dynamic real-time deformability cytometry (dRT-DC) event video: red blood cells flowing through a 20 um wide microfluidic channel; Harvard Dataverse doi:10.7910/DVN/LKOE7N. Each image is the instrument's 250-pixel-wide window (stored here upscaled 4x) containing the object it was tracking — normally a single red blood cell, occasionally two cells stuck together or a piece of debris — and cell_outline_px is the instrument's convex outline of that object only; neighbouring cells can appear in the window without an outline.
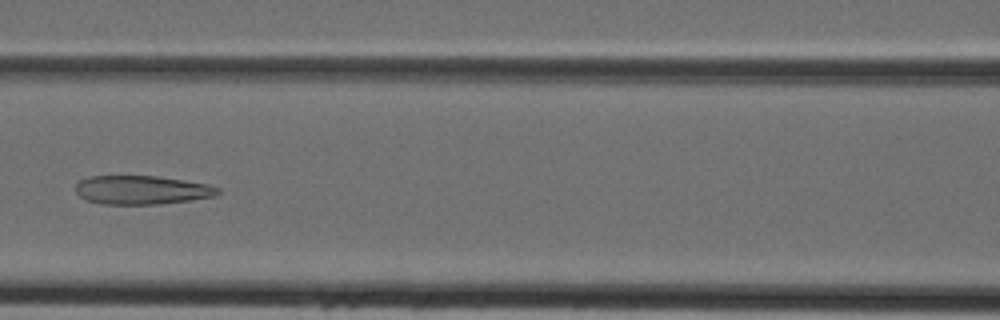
{"species": "Egyptian fruit bat (a non-hibernating species)", "species_latin": "Rousettus aegyptiacus", "temperature_condition": "cold", "stored_images_in_passage": 44, "camera_frame_rate_fps": 3000, "um_per_image_px": 0.085, "animal": {"sex": "female"}, "frame": {"image": 1, "passage_image": 19, "time_ms": 6.0, "image_size_px": [1000, 320], "cell_outline_px": [[220, 192], [216, 196], [160, 204], [100, 204], [84, 200], [76, 192], [76, 184], [80, 180], [88, 176], [156, 176], [208, 184], [220, 188]], "centroid_in_image_um": [12.02, 16.15], "position_along_channel_um": 154.6, "area_um2": 23.87}}
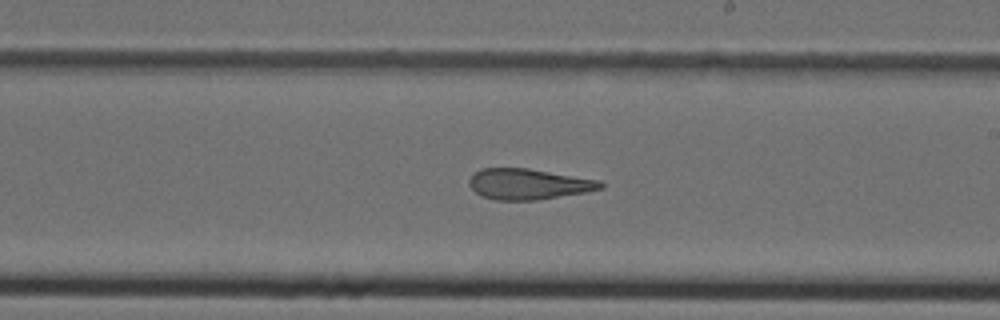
{"frame": {"image": 2, "passage_image": 25, "time_ms": 8.0, "image_size_px": [1000, 320], "cell_outline_px": [[604, 188], [584, 192], [536, 200], [496, 200], [480, 196], [468, 184], [468, 180], [480, 168], [528, 168], [600, 180], [604, 184]], "centroid_in_image_um": [44.9, 15.64], "position_along_channel_um": 244.1, "area_um2": 23.47}}
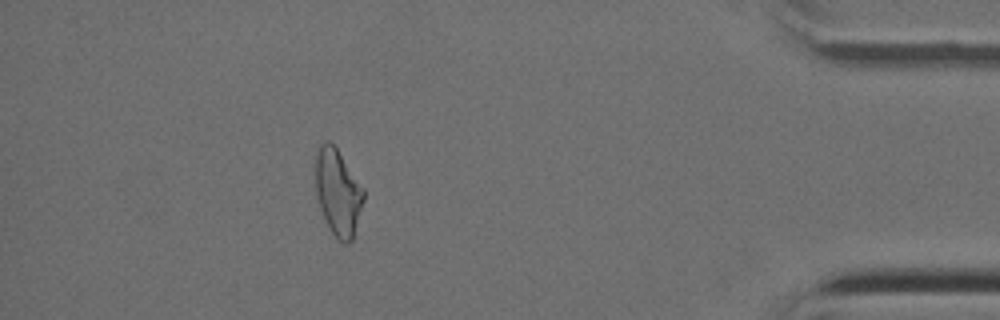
{"frame": {"image": 3, "passage_image": 39, "time_ms": 12.667, "image_size_px": [1000, 320], "cell_outline_px": [[364, 200], [352, 240], [348, 244], [344, 244], [332, 232], [320, 208], [316, 196], [316, 152], [320, 144], [324, 140], [328, 140], [336, 148], [364, 188]], "centroid_in_image_um": [28.73, 16.33], "position_along_channel_um": 406.5, "area_um2": 23.93}}